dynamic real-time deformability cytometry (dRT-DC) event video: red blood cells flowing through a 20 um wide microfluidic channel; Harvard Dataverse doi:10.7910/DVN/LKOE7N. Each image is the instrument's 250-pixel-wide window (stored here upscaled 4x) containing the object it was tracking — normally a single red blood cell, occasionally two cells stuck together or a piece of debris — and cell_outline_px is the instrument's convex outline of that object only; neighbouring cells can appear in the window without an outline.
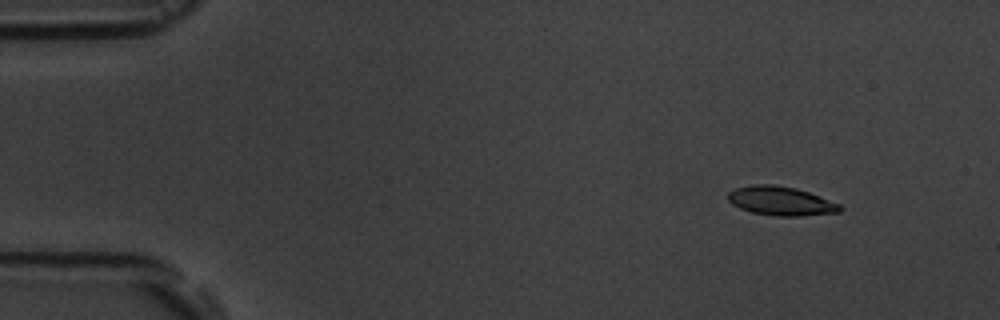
{"species": "common noctule bat (a hibernating species)", "species_latin": "Nyctalus noctula", "temperature_condition": "room temperature", "stored_images_in_passage": 4, "camera_frame_rate_fps": 3000, "um_per_image_px": 0.085, "animal": {"sex": "male", "body_mass_g": 19.5, "forearm_length_mm": 54.6}, "frame": {"image": 1, "passage_image": 2, "time_ms": 1.333, "image_size_px": [1000, 320], "cell_outline_px": [[844, 208], [840, 212], [800, 216], [776, 216], [752, 212], [740, 208], [732, 204], [728, 200], [728, 192], [736, 188], [756, 184], [772, 184], [796, 188], [808, 192], [840, 204]], "centroid_in_image_um": [66.38, 17.09], "position_along_channel_um": 18.6, "area_um2": 18.84}}